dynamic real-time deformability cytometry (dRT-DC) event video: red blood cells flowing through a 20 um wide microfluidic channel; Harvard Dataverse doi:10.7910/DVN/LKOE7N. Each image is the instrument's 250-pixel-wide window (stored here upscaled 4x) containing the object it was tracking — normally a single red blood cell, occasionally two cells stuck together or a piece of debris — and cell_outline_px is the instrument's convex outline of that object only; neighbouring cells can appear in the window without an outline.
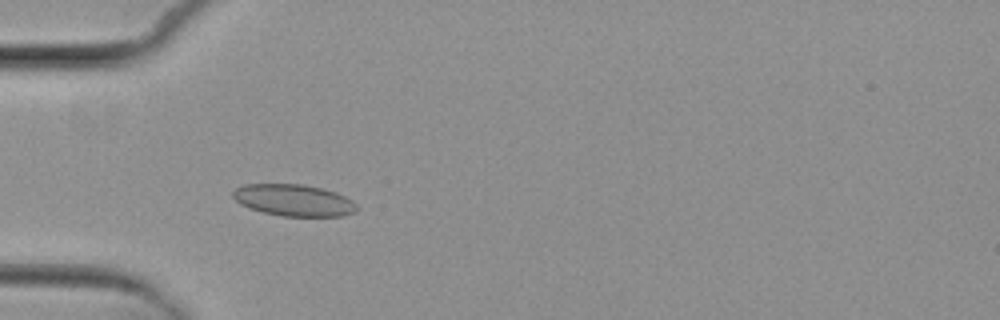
{"species": "common noctule bat (a hibernating species)", "species_latin": "Nyctalus noctula", "temperature_condition": "cold", "stored_images_in_passage": 5, "camera_frame_rate_fps": 3000, "um_per_image_px": 0.085, "animal": {"sex": "female", "body_mass_g": 29.2, "forearm_length_mm": 56.3}, "frame": {"image": 1, "passage_image": 4, "time_ms": 3.667, "image_size_px": [1000, 320], "cell_outline_px": [[356, 212], [340, 216], [280, 216], [264, 212], [240, 204], [232, 196], [232, 192], [236, 188], [244, 184], [304, 184], [336, 192], [352, 200], [356, 204]], "centroid_in_image_um": [24.97, 17.01], "position_along_channel_um": 60.0, "area_um2": 22.77}}
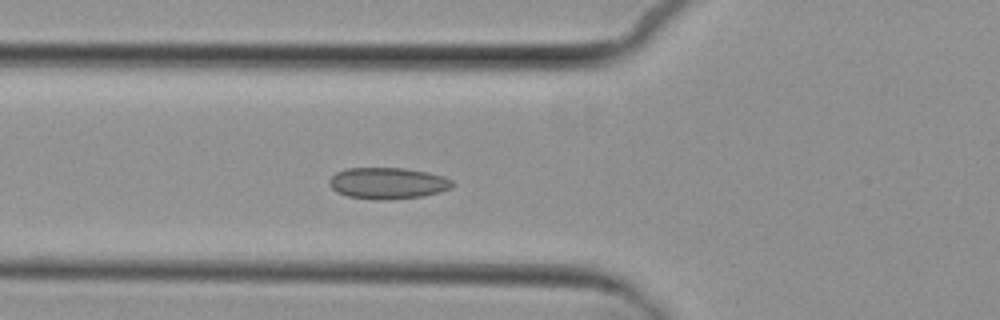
{"frame": {"image": 2, "passage_image": 5, "time_ms": 4.667, "image_size_px": [1000, 320], "cell_outline_px": [[456, 184], [452, 188], [440, 192], [424, 196], [384, 200], [376, 200], [348, 196], [336, 192], [328, 184], [328, 180], [336, 172], [344, 168], [404, 168], [428, 172], [444, 176], [452, 180]], "centroid_in_image_um": [32.97, 15.57], "position_along_channel_um": 92.8, "area_um2": 22.83}}